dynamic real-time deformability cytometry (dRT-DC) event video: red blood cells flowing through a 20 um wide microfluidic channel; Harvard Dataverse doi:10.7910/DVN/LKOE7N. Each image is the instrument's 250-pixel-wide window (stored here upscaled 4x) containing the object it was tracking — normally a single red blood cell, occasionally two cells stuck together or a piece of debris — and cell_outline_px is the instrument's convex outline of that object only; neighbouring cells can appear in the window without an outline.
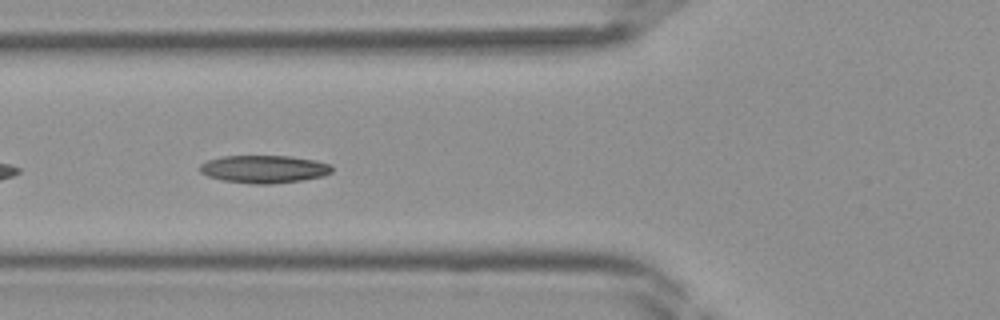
{"species": "Egyptian fruit bat (a non-hibernating species)", "species_latin": "Rousettus aegyptiacus", "temperature_condition": "room temperature", "stored_images_in_passage": 33, "camera_frame_rate_fps": 3000, "um_per_image_px": 0.085, "frame": {"image": 1, "passage_image": 6, "time_ms": 1.667, "image_size_px": [1000, 320], "cell_outline_px": [[332, 172], [324, 176], [300, 180], [272, 184], [256, 184], [224, 180], [208, 176], [200, 172], [200, 164], [208, 160], [224, 156], [288, 156], [316, 160], [332, 164]], "centroid_in_image_um": [22.48, 14.37], "position_along_channel_um": 103.3, "area_um2": 21.27}}
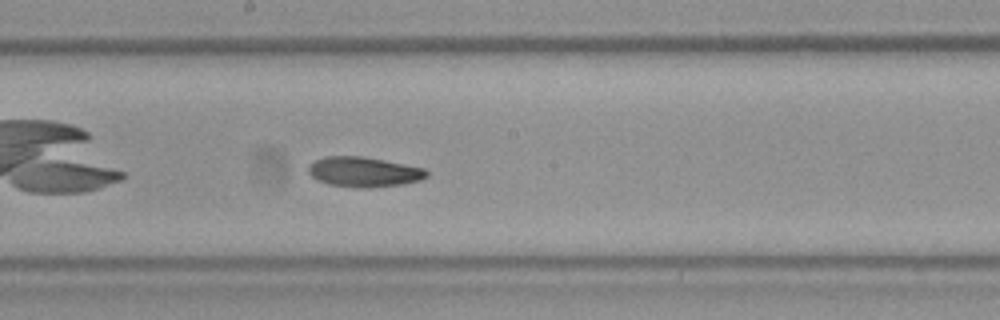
{"frame": {"image": 2, "passage_image": 13, "time_ms": 4.0, "image_size_px": [1000, 320], "cell_outline_px": [[428, 176], [420, 180], [400, 184], [364, 188], [360, 188], [328, 184], [316, 180], [308, 172], [308, 168], [316, 160], [324, 156], [364, 156], [424, 168], [428, 172]], "centroid_in_image_um": [30.91, 14.61], "position_along_channel_um": 217.3, "area_um2": 20.52}}
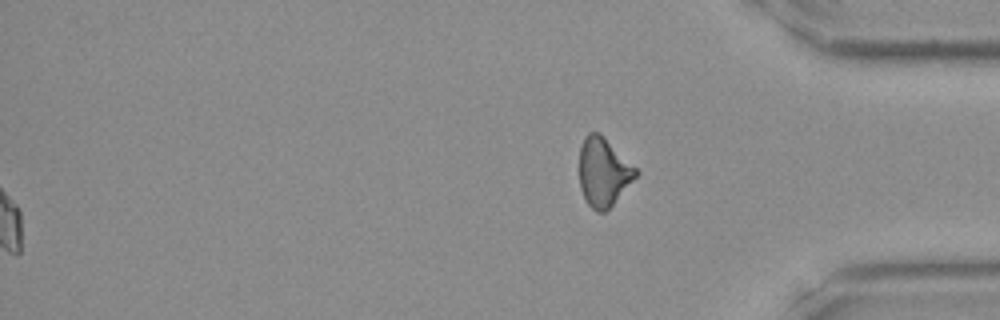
{"frame": {"image": 3, "passage_image": 33, "time_ms": 10.667, "image_size_px": [1000, 320], "cell_outline_px": [[640, 172], [612, 204], [604, 212], [596, 212], [588, 204], [580, 188], [580, 148], [584, 136], [588, 132], [600, 132]], "centroid_in_image_um": [51.28, 14.59], "position_along_channel_um": 383.9, "area_um2": 22.31}}